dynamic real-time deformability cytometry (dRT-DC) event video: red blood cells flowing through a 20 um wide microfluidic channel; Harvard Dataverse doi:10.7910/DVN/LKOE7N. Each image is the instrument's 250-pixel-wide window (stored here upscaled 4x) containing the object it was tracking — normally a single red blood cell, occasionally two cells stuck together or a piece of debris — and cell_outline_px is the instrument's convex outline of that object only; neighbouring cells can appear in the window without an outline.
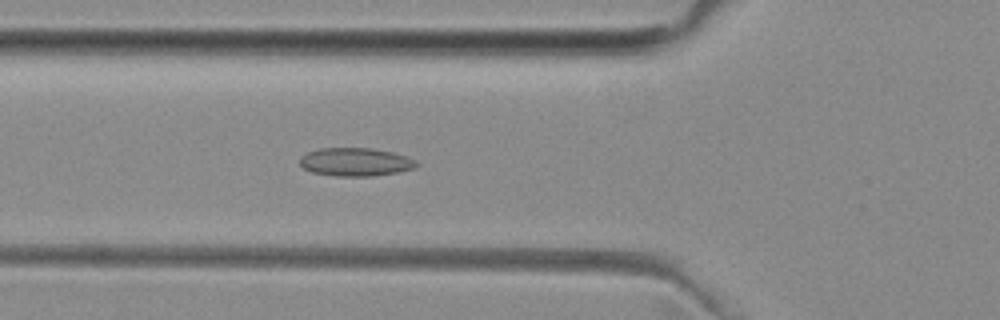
{"species": "common noctule bat (a hibernating species)", "species_latin": "Nyctalus noctula", "temperature_condition": "room temperature", "stored_images_in_passage": 50, "camera_frame_rate_fps": 3000, "um_per_image_px": 0.085, "animal": {"sex": "female", "body_mass_g": 29.2, "forearm_length_mm": 56.3}, "frame": {"image": 1, "passage_image": 17, "time_ms": 5.333, "image_size_px": [1000, 320], "cell_outline_px": [[420, 164], [416, 168], [400, 172], [372, 176], [336, 176], [312, 172], [304, 168], [300, 164], [300, 156], [308, 152], [320, 148], [372, 148], [392, 152], [408, 156], [416, 160]], "centroid_in_image_um": [30.27, 13.77], "position_along_channel_um": 95.5, "area_um2": 19.42}}
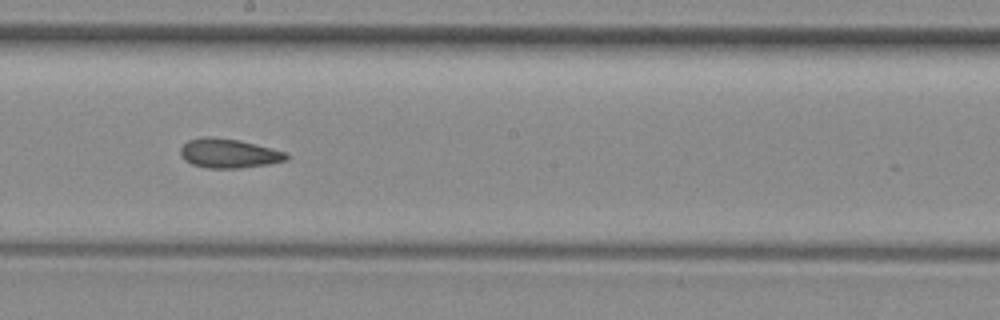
{"frame": {"image": 2, "passage_image": 27, "time_ms": 8.667, "image_size_px": [1000, 320], "cell_outline_px": [[288, 160], [268, 164], [240, 168], [208, 168], [192, 164], [184, 160], [180, 156], [180, 148], [188, 140], [204, 136], [208, 136], [240, 140], [288, 152]], "centroid_in_image_um": [19.45, 13.03], "position_along_channel_um": 228.8, "area_um2": 18.21}}
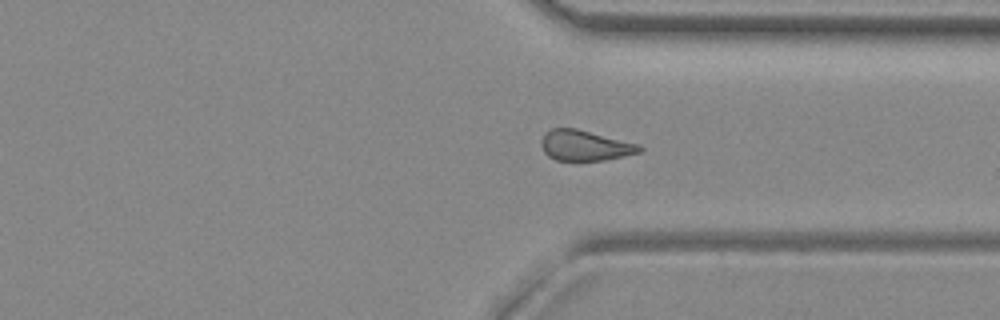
{"frame": {"image": 3, "passage_image": 37, "time_ms": 12.0, "image_size_px": [1000, 320], "cell_outline_px": [[644, 148], [640, 152], [624, 156], [604, 160], [556, 160], [548, 156], [544, 152], [540, 144], [540, 140], [552, 128], [576, 128], [640, 144]], "centroid_in_image_um": [49.74, 12.37], "position_along_channel_um": 361.7, "area_um2": 17.4}, "authors_computed_cell_mechanics": {"area_um2": 18.1492, "velocity_mm_per_s": 3.9877, "shape_relaxation_time_tau1_ms": null, "shape_relaxation_time_tau2_ms": 3.8527, "deformation_change_tau1": null, "deformation_change_tau2": 0.1064}}